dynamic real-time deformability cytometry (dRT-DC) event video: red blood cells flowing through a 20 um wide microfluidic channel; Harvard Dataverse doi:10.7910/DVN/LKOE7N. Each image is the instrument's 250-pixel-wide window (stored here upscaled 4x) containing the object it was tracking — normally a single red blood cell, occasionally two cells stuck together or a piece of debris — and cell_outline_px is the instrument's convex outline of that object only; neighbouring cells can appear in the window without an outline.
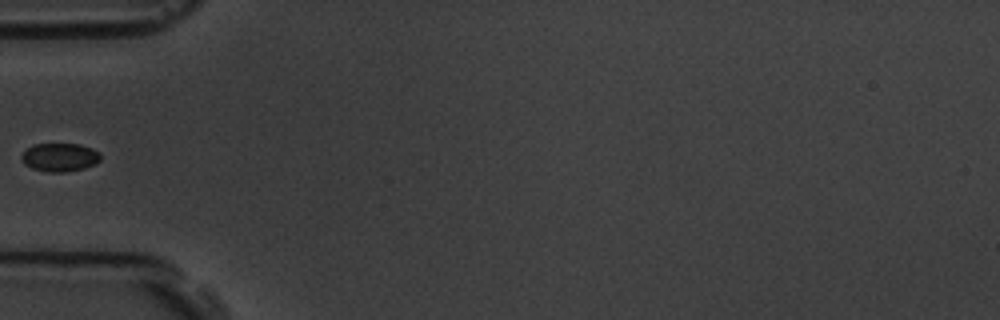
{"species": "common noctule bat (a hibernating species)", "species_latin": "Nyctalus noctula", "temperature_condition": "room temperature", "stored_images_in_passage": 9, "segment_of_instrument_passage": [2, 2], "camera_frame_rate_fps": 3000, "um_per_image_px": 0.085, "animal": {"sex": "male", "body_mass_g": 19.5, "forearm_length_mm": 54.6}, "frame": {"image": 1, "passage_image": 7, "time_ms": 7.0, "image_size_px": [1000, 320], "cell_outline_px": [[100, 160], [96, 164], [84, 168], [64, 172], [48, 172], [32, 168], [24, 164], [20, 156], [32, 144], [80, 144], [92, 148], [100, 152]], "centroid_in_image_um": [5.09, 13.36], "position_along_channel_um": 79.9, "area_um2": 13.12}}
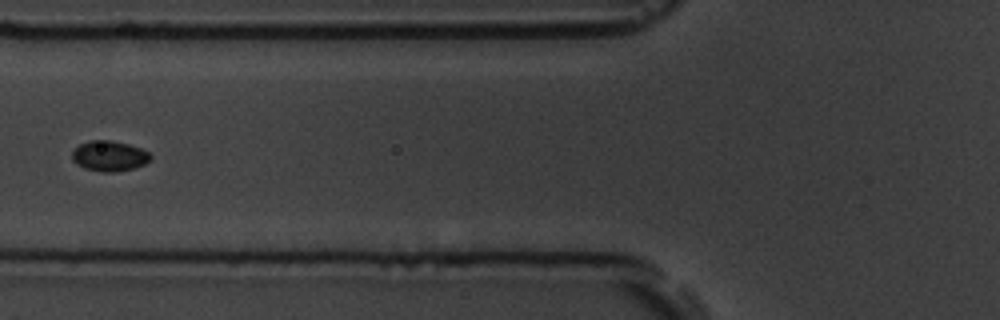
{"frame": {"image": 2, "passage_image": 8, "time_ms": 8.0, "image_size_px": [1000, 320], "cell_outline_px": [[152, 156], [144, 164], [136, 168], [116, 172], [100, 172], [84, 168], [76, 164], [72, 160], [72, 152], [80, 144], [88, 140], [112, 140], [128, 144], [140, 148], [148, 152]], "centroid_in_image_um": [9.27, 13.26], "position_along_channel_um": 116.5, "area_um2": 13.99}}
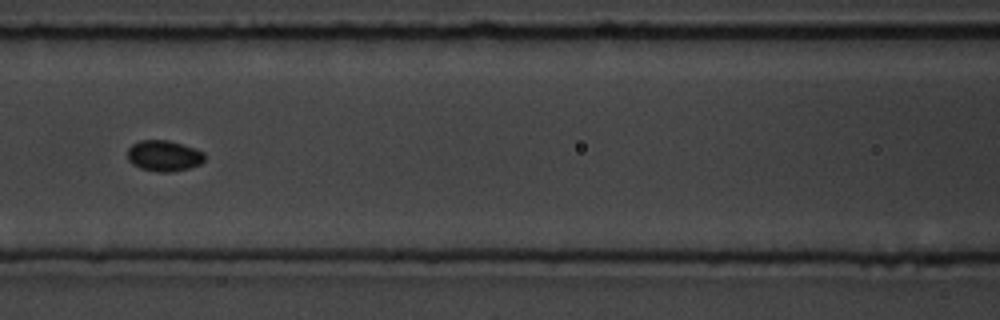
{"frame": {"image": 3, "passage_image": 9, "time_ms": 9.0, "image_size_px": [1000, 320], "cell_outline_px": [[204, 160], [200, 164], [188, 168], [172, 172], [156, 172], [140, 168], [132, 164], [128, 160], [128, 148], [132, 144], [140, 140], [168, 140], [204, 152]], "centroid_in_image_um": [13.9, 13.25], "position_along_channel_um": 152.7, "area_um2": 13.81}}